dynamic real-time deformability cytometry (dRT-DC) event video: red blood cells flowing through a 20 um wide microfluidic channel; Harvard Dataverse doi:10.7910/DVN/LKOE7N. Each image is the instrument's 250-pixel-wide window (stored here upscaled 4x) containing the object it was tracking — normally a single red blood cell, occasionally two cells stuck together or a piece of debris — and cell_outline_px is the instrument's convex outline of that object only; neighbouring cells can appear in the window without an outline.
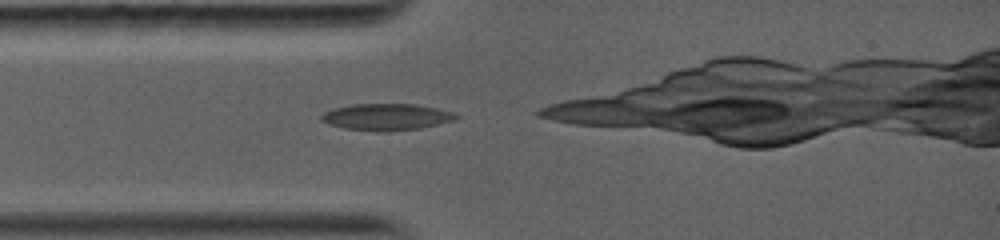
{"species": "common noctule bat (a hibernating species)", "species_latin": "Nyctalus noctula", "temperature_condition": "warm", "stored_images_in_passage": 5, "camera_frame_rate_fps": 5000, "um_per_image_px": 0.085, "animal": {"sex": "female", "body_mass_g": 19.0, "forearm_length_mm": 56.7}, "frame": {"image": 1, "passage_image": 1, "time_ms": 0.0, "image_size_px": [1000, 240], "cell_outline_px": [[460, 116], [452, 120], [420, 128], [384, 132], [344, 128], [328, 124], [320, 120], [320, 116], [324, 112], [332, 108], [352, 104], [416, 104], [436, 108], [452, 112]], "centroid_in_image_um": [32.79, 9.93], "position_along_channel_um": 52.2, "area_um2": 20.81}}